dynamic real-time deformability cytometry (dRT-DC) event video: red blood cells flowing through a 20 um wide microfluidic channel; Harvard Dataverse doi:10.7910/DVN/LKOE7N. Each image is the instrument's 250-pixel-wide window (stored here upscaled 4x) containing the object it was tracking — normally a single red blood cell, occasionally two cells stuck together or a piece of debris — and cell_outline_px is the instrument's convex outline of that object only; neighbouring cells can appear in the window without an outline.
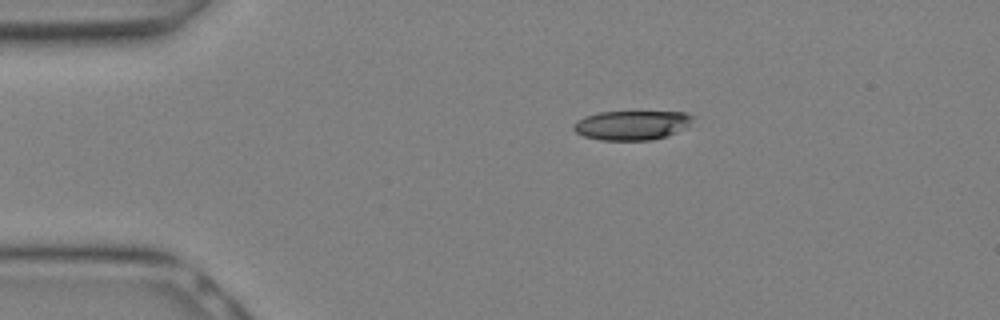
{"species": "Egyptian fruit bat (a non-hibernating species)", "species_latin": "Rousettus aegyptiacus", "temperature_condition": "warm", "stored_images_in_passage": 8, "camera_frame_rate_fps": 3000, "um_per_image_px": 0.085, "animal": {"sex": "female"}, "frame": {"image": 1, "passage_image": 5, "time_ms": 1.333, "image_size_px": [1000, 320], "cell_outline_px": [[696, 116], [688, 124], [676, 132], [652, 140], [600, 140], [584, 136], [576, 132], [572, 128], [572, 124], [584, 116], [600, 112], [684, 112]], "centroid_in_image_um": [53.66, 10.63], "position_along_channel_um": 31.3, "area_um2": 20.23}}